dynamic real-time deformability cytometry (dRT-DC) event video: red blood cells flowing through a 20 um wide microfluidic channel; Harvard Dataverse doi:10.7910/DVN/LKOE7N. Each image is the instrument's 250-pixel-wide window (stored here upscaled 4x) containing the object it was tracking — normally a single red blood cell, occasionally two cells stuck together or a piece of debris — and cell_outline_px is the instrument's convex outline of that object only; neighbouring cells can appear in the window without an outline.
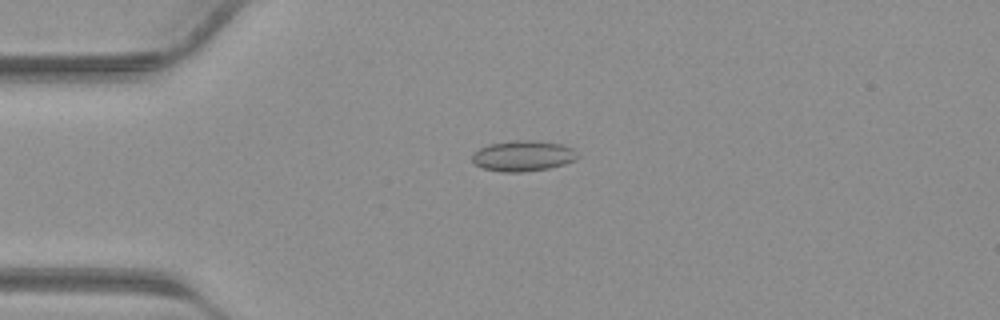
{"species": "common noctule bat (a hibernating species)", "species_latin": "Nyctalus noctula", "temperature_condition": "warm", "stored_images_in_passage": 40, "camera_frame_rate_fps": 3000, "um_per_image_px": 0.085, "animal": {"sex": "male", "body_mass_g": 23.1, "forearm_length_mm": 52.7}, "frame": {"image": 1, "passage_image": 10, "time_ms": 3.0, "image_size_px": [1000, 320], "cell_outline_px": [[580, 156], [576, 160], [564, 164], [548, 168], [524, 172], [504, 172], [484, 168], [476, 164], [472, 160], [472, 156], [480, 148], [488, 144], [516, 140], [532, 140], [560, 144], [572, 148]], "centroid_in_image_um": [44.49, 13.25], "position_along_channel_um": 40.5, "area_um2": 18.67}}
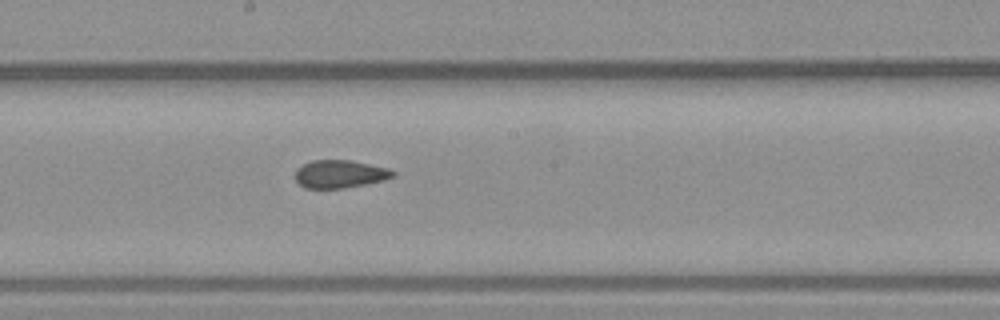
{"frame": {"image": 2, "passage_image": 22, "time_ms": 7.0, "image_size_px": [1000, 320], "cell_outline_px": [[396, 176], [384, 180], [344, 188], [304, 188], [296, 180], [296, 168], [312, 160], [348, 160], [388, 168], [396, 172]], "centroid_in_image_um": [28.9, 14.79], "position_along_channel_um": 219.3, "area_um2": 15.78}}
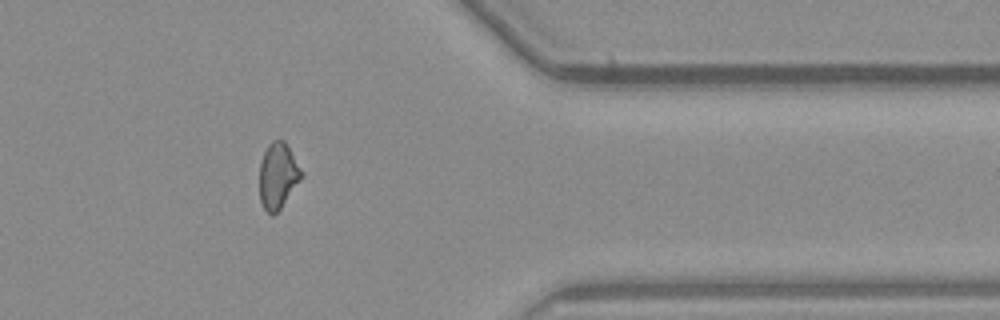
{"frame": {"image": 3, "passage_image": 33, "time_ms": 10.667, "image_size_px": [1000, 320], "cell_outline_px": [[304, 176], [280, 208], [272, 216], [264, 208], [260, 200], [260, 164], [264, 152], [268, 144], [272, 140], [284, 140], [304, 172]], "centroid_in_image_um": [23.64, 14.92], "position_along_channel_um": 387.8, "area_um2": 16.07}}